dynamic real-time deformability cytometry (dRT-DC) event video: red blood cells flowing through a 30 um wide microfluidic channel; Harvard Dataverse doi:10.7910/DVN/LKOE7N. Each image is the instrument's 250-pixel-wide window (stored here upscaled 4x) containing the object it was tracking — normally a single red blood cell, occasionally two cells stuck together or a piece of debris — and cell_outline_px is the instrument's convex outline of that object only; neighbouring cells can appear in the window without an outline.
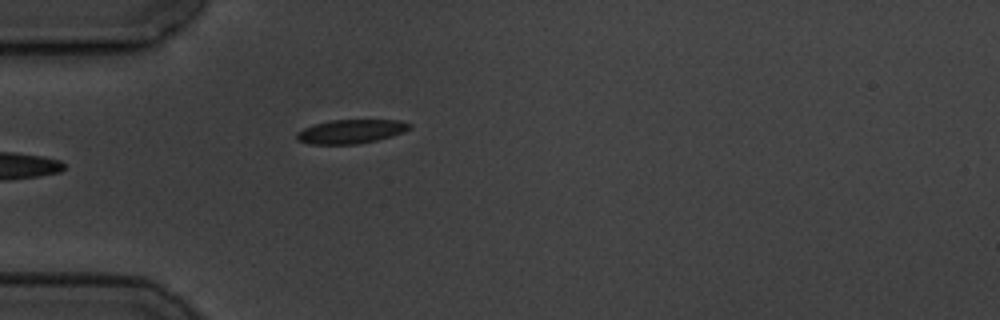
{"species": "common noctule bat (a hibernating species)", "species_latin": "Nyctalus noctula", "temperature_condition": "cold", "stored_images_in_passage": 1, "camera_frame_rate_fps": 3000, "um_per_image_px": 0.085, "animal": {"sex": "male", "body_mass_g": 19.5, "forearm_length_mm": 54.6}, "frame": {"image": 1, "passage_image": 1, "time_ms": 0.0, "image_size_px": [1000, 320], "cell_outline_px": [[412, 128], [404, 132], [392, 136], [376, 140], [356, 144], [308, 144], [296, 140], [296, 132], [312, 124], [332, 120], [400, 120], [412, 124]], "centroid_in_image_um": [29.82, 11.17], "position_along_channel_um": 55.2, "area_um2": 15.9}}